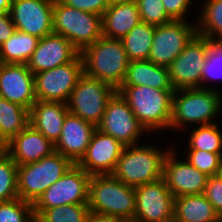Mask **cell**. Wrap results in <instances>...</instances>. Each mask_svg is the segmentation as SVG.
<instances>
[{"instance_id":"33","label":"cell","mask_w":222,"mask_h":222,"mask_svg":"<svg viewBox=\"0 0 222 222\" xmlns=\"http://www.w3.org/2000/svg\"><path fill=\"white\" fill-rule=\"evenodd\" d=\"M208 45L209 51L202 70L201 88L218 90L216 87H208L207 82L222 80V44L214 39H208ZM206 84L207 86H205Z\"/></svg>"},{"instance_id":"32","label":"cell","mask_w":222,"mask_h":222,"mask_svg":"<svg viewBox=\"0 0 222 222\" xmlns=\"http://www.w3.org/2000/svg\"><path fill=\"white\" fill-rule=\"evenodd\" d=\"M17 168L8 153L0 158V202L18 198Z\"/></svg>"},{"instance_id":"44","label":"cell","mask_w":222,"mask_h":222,"mask_svg":"<svg viewBox=\"0 0 222 222\" xmlns=\"http://www.w3.org/2000/svg\"><path fill=\"white\" fill-rule=\"evenodd\" d=\"M130 1H133V0H107V3H108V7H109L112 5L126 3V2H130Z\"/></svg>"},{"instance_id":"16","label":"cell","mask_w":222,"mask_h":222,"mask_svg":"<svg viewBox=\"0 0 222 222\" xmlns=\"http://www.w3.org/2000/svg\"><path fill=\"white\" fill-rule=\"evenodd\" d=\"M54 0H12L10 16L16 30L43 38L53 33Z\"/></svg>"},{"instance_id":"46","label":"cell","mask_w":222,"mask_h":222,"mask_svg":"<svg viewBox=\"0 0 222 222\" xmlns=\"http://www.w3.org/2000/svg\"><path fill=\"white\" fill-rule=\"evenodd\" d=\"M214 222H222V216H218Z\"/></svg>"},{"instance_id":"14","label":"cell","mask_w":222,"mask_h":222,"mask_svg":"<svg viewBox=\"0 0 222 222\" xmlns=\"http://www.w3.org/2000/svg\"><path fill=\"white\" fill-rule=\"evenodd\" d=\"M136 209L132 222H173L174 200L161 178L135 187Z\"/></svg>"},{"instance_id":"3","label":"cell","mask_w":222,"mask_h":222,"mask_svg":"<svg viewBox=\"0 0 222 222\" xmlns=\"http://www.w3.org/2000/svg\"><path fill=\"white\" fill-rule=\"evenodd\" d=\"M84 74L106 82L116 90L123 83L129 59L121 39L101 36L80 52Z\"/></svg>"},{"instance_id":"20","label":"cell","mask_w":222,"mask_h":222,"mask_svg":"<svg viewBox=\"0 0 222 222\" xmlns=\"http://www.w3.org/2000/svg\"><path fill=\"white\" fill-rule=\"evenodd\" d=\"M96 129L97 127L93 124L68 112L60 138L54 144V151L77 164L85 155Z\"/></svg>"},{"instance_id":"1","label":"cell","mask_w":222,"mask_h":222,"mask_svg":"<svg viewBox=\"0 0 222 222\" xmlns=\"http://www.w3.org/2000/svg\"><path fill=\"white\" fill-rule=\"evenodd\" d=\"M117 92L127 101L148 133L169 130L174 89H157L143 85L120 86Z\"/></svg>"},{"instance_id":"4","label":"cell","mask_w":222,"mask_h":222,"mask_svg":"<svg viewBox=\"0 0 222 222\" xmlns=\"http://www.w3.org/2000/svg\"><path fill=\"white\" fill-rule=\"evenodd\" d=\"M167 147L164 150L150 144L125 146L112 175L134 188L161 179L163 161L171 146Z\"/></svg>"},{"instance_id":"28","label":"cell","mask_w":222,"mask_h":222,"mask_svg":"<svg viewBox=\"0 0 222 222\" xmlns=\"http://www.w3.org/2000/svg\"><path fill=\"white\" fill-rule=\"evenodd\" d=\"M29 110L0 97V137L8 143L29 125Z\"/></svg>"},{"instance_id":"21","label":"cell","mask_w":222,"mask_h":222,"mask_svg":"<svg viewBox=\"0 0 222 222\" xmlns=\"http://www.w3.org/2000/svg\"><path fill=\"white\" fill-rule=\"evenodd\" d=\"M54 152V144L30 124L7 143V153L17 166L37 162Z\"/></svg>"},{"instance_id":"15","label":"cell","mask_w":222,"mask_h":222,"mask_svg":"<svg viewBox=\"0 0 222 222\" xmlns=\"http://www.w3.org/2000/svg\"><path fill=\"white\" fill-rule=\"evenodd\" d=\"M171 147L163 161L162 179L174 197L204 194L208 176L192 166L186 158L182 160ZM179 158H178V157Z\"/></svg>"},{"instance_id":"47","label":"cell","mask_w":222,"mask_h":222,"mask_svg":"<svg viewBox=\"0 0 222 222\" xmlns=\"http://www.w3.org/2000/svg\"><path fill=\"white\" fill-rule=\"evenodd\" d=\"M218 175H219V177L222 179V166H221V168H220V170H219Z\"/></svg>"},{"instance_id":"35","label":"cell","mask_w":222,"mask_h":222,"mask_svg":"<svg viewBox=\"0 0 222 222\" xmlns=\"http://www.w3.org/2000/svg\"><path fill=\"white\" fill-rule=\"evenodd\" d=\"M188 152V153H187ZM186 160L208 177L218 175L222 166V154L205 152L202 150H187Z\"/></svg>"},{"instance_id":"40","label":"cell","mask_w":222,"mask_h":222,"mask_svg":"<svg viewBox=\"0 0 222 222\" xmlns=\"http://www.w3.org/2000/svg\"><path fill=\"white\" fill-rule=\"evenodd\" d=\"M16 31L9 12H0V45Z\"/></svg>"},{"instance_id":"31","label":"cell","mask_w":222,"mask_h":222,"mask_svg":"<svg viewBox=\"0 0 222 222\" xmlns=\"http://www.w3.org/2000/svg\"><path fill=\"white\" fill-rule=\"evenodd\" d=\"M196 22L197 34L214 39L222 30V0H206Z\"/></svg>"},{"instance_id":"24","label":"cell","mask_w":222,"mask_h":222,"mask_svg":"<svg viewBox=\"0 0 222 222\" xmlns=\"http://www.w3.org/2000/svg\"><path fill=\"white\" fill-rule=\"evenodd\" d=\"M148 86L157 89H173L169 70L149 60L130 61L121 86Z\"/></svg>"},{"instance_id":"12","label":"cell","mask_w":222,"mask_h":222,"mask_svg":"<svg viewBox=\"0 0 222 222\" xmlns=\"http://www.w3.org/2000/svg\"><path fill=\"white\" fill-rule=\"evenodd\" d=\"M91 176L78 164L51 185L33 204V209H50L69 204H88Z\"/></svg>"},{"instance_id":"42","label":"cell","mask_w":222,"mask_h":222,"mask_svg":"<svg viewBox=\"0 0 222 222\" xmlns=\"http://www.w3.org/2000/svg\"><path fill=\"white\" fill-rule=\"evenodd\" d=\"M12 0H0V12H10Z\"/></svg>"},{"instance_id":"36","label":"cell","mask_w":222,"mask_h":222,"mask_svg":"<svg viewBox=\"0 0 222 222\" xmlns=\"http://www.w3.org/2000/svg\"><path fill=\"white\" fill-rule=\"evenodd\" d=\"M140 21L151 25H161L172 21L167 15L162 0H135Z\"/></svg>"},{"instance_id":"19","label":"cell","mask_w":222,"mask_h":222,"mask_svg":"<svg viewBox=\"0 0 222 222\" xmlns=\"http://www.w3.org/2000/svg\"><path fill=\"white\" fill-rule=\"evenodd\" d=\"M79 54L69 40L52 33L39 39L27 66L36 74L72 62Z\"/></svg>"},{"instance_id":"25","label":"cell","mask_w":222,"mask_h":222,"mask_svg":"<svg viewBox=\"0 0 222 222\" xmlns=\"http://www.w3.org/2000/svg\"><path fill=\"white\" fill-rule=\"evenodd\" d=\"M218 216L204 194L175 197L173 222H214Z\"/></svg>"},{"instance_id":"9","label":"cell","mask_w":222,"mask_h":222,"mask_svg":"<svg viewBox=\"0 0 222 222\" xmlns=\"http://www.w3.org/2000/svg\"><path fill=\"white\" fill-rule=\"evenodd\" d=\"M83 74L80 54L72 62L34 74L37 100L67 104L71 92Z\"/></svg>"},{"instance_id":"13","label":"cell","mask_w":222,"mask_h":222,"mask_svg":"<svg viewBox=\"0 0 222 222\" xmlns=\"http://www.w3.org/2000/svg\"><path fill=\"white\" fill-rule=\"evenodd\" d=\"M208 51V39L196 34L168 67L174 90L201 88L202 70Z\"/></svg>"},{"instance_id":"8","label":"cell","mask_w":222,"mask_h":222,"mask_svg":"<svg viewBox=\"0 0 222 222\" xmlns=\"http://www.w3.org/2000/svg\"><path fill=\"white\" fill-rule=\"evenodd\" d=\"M117 90L110 84L83 74L67 102L70 113L98 126L108 100Z\"/></svg>"},{"instance_id":"38","label":"cell","mask_w":222,"mask_h":222,"mask_svg":"<svg viewBox=\"0 0 222 222\" xmlns=\"http://www.w3.org/2000/svg\"><path fill=\"white\" fill-rule=\"evenodd\" d=\"M193 0H162L167 15L172 20L186 21Z\"/></svg>"},{"instance_id":"27","label":"cell","mask_w":222,"mask_h":222,"mask_svg":"<svg viewBox=\"0 0 222 222\" xmlns=\"http://www.w3.org/2000/svg\"><path fill=\"white\" fill-rule=\"evenodd\" d=\"M155 25L139 22L121 41L129 61L148 60Z\"/></svg>"},{"instance_id":"18","label":"cell","mask_w":222,"mask_h":222,"mask_svg":"<svg viewBox=\"0 0 222 222\" xmlns=\"http://www.w3.org/2000/svg\"><path fill=\"white\" fill-rule=\"evenodd\" d=\"M0 97L30 111L37 98L34 74L27 64L0 63Z\"/></svg>"},{"instance_id":"7","label":"cell","mask_w":222,"mask_h":222,"mask_svg":"<svg viewBox=\"0 0 222 222\" xmlns=\"http://www.w3.org/2000/svg\"><path fill=\"white\" fill-rule=\"evenodd\" d=\"M53 33L62 35L81 52L102 36V16L54 0Z\"/></svg>"},{"instance_id":"17","label":"cell","mask_w":222,"mask_h":222,"mask_svg":"<svg viewBox=\"0 0 222 222\" xmlns=\"http://www.w3.org/2000/svg\"><path fill=\"white\" fill-rule=\"evenodd\" d=\"M124 147L114 137L96 129L85 155L77 164L90 176L112 175Z\"/></svg>"},{"instance_id":"11","label":"cell","mask_w":222,"mask_h":222,"mask_svg":"<svg viewBox=\"0 0 222 222\" xmlns=\"http://www.w3.org/2000/svg\"><path fill=\"white\" fill-rule=\"evenodd\" d=\"M97 129L114 137L123 146L139 144L144 132L148 133L135 117L127 101L117 91L108 100Z\"/></svg>"},{"instance_id":"30","label":"cell","mask_w":222,"mask_h":222,"mask_svg":"<svg viewBox=\"0 0 222 222\" xmlns=\"http://www.w3.org/2000/svg\"><path fill=\"white\" fill-rule=\"evenodd\" d=\"M35 222H86L88 204H69L50 209H33Z\"/></svg>"},{"instance_id":"34","label":"cell","mask_w":222,"mask_h":222,"mask_svg":"<svg viewBox=\"0 0 222 222\" xmlns=\"http://www.w3.org/2000/svg\"><path fill=\"white\" fill-rule=\"evenodd\" d=\"M0 222H35L32 203L19 197L0 202Z\"/></svg>"},{"instance_id":"26","label":"cell","mask_w":222,"mask_h":222,"mask_svg":"<svg viewBox=\"0 0 222 222\" xmlns=\"http://www.w3.org/2000/svg\"><path fill=\"white\" fill-rule=\"evenodd\" d=\"M38 37L19 30L0 45V63L27 64L37 44Z\"/></svg>"},{"instance_id":"39","label":"cell","mask_w":222,"mask_h":222,"mask_svg":"<svg viewBox=\"0 0 222 222\" xmlns=\"http://www.w3.org/2000/svg\"><path fill=\"white\" fill-rule=\"evenodd\" d=\"M64 4L81 11L103 15L108 8L107 0H61Z\"/></svg>"},{"instance_id":"6","label":"cell","mask_w":222,"mask_h":222,"mask_svg":"<svg viewBox=\"0 0 222 222\" xmlns=\"http://www.w3.org/2000/svg\"><path fill=\"white\" fill-rule=\"evenodd\" d=\"M73 164L69 158L54 151L50 156L43 157L37 162L18 166V197L33 204Z\"/></svg>"},{"instance_id":"23","label":"cell","mask_w":222,"mask_h":222,"mask_svg":"<svg viewBox=\"0 0 222 222\" xmlns=\"http://www.w3.org/2000/svg\"><path fill=\"white\" fill-rule=\"evenodd\" d=\"M140 22L135 0L109 6L102 15V35L122 39Z\"/></svg>"},{"instance_id":"10","label":"cell","mask_w":222,"mask_h":222,"mask_svg":"<svg viewBox=\"0 0 222 222\" xmlns=\"http://www.w3.org/2000/svg\"><path fill=\"white\" fill-rule=\"evenodd\" d=\"M172 20L155 26L149 61L168 68L197 34L196 23Z\"/></svg>"},{"instance_id":"22","label":"cell","mask_w":222,"mask_h":222,"mask_svg":"<svg viewBox=\"0 0 222 222\" xmlns=\"http://www.w3.org/2000/svg\"><path fill=\"white\" fill-rule=\"evenodd\" d=\"M68 112L65 103L37 100L29 111V124L55 144Z\"/></svg>"},{"instance_id":"41","label":"cell","mask_w":222,"mask_h":222,"mask_svg":"<svg viewBox=\"0 0 222 222\" xmlns=\"http://www.w3.org/2000/svg\"><path fill=\"white\" fill-rule=\"evenodd\" d=\"M86 222H125L124 220L107 214L89 211Z\"/></svg>"},{"instance_id":"2","label":"cell","mask_w":222,"mask_h":222,"mask_svg":"<svg viewBox=\"0 0 222 222\" xmlns=\"http://www.w3.org/2000/svg\"><path fill=\"white\" fill-rule=\"evenodd\" d=\"M221 109L222 93L219 90L200 87L174 90L169 129L184 131L182 129L187 124L199 126L217 123L215 119L221 114Z\"/></svg>"},{"instance_id":"5","label":"cell","mask_w":222,"mask_h":222,"mask_svg":"<svg viewBox=\"0 0 222 222\" xmlns=\"http://www.w3.org/2000/svg\"><path fill=\"white\" fill-rule=\"evenodd\" d=\"M89 211L132 222L136 209L135 188L113 175H92L89 182Z\"/></svg>"},{"instance_id":"43","label":"cell","mask_w":222,"mask_h":222,"mask_svg":"<svg viewBox=\"0 0 222 222\" xmlns=\"http://www.w3.org/2000/svg\"><path fill=\"white\" fill-rule=\"evenodd\" d=\"M7 153V143L0 137V158Z\"/></svg>"},{"instance_id":"29","label":"cell","mask_w":222,"mask_h":222,"mask_svg":"<svg viewBox=\"0 0 222 222\" xmlns=\"http://www.w3.org/2000/svg\"><path fill=\"white\" fill-rule=\"evenodd\" d=\"M188 138L187 150L222 154V131L217 123L195 126Z\"/></svg>"},{"instance_id":"37","label":"cell","mask_w":222,"mask_h":222,"mask_svg":"<svg viewBox=\"0 0 222 222\" xmlns=\"http://www.w3.org/2000/svg\"><path fill=\"white\" fill-rule=\"evenodd\" d=\"M204 195L213 205L217 214L222 216V179L219 175L208 177Z\"/></svg>"},{"instance_id":"45","label":"cell","mask_w":222,"mask_h":222,"mask_svg":"<svg viewBox=\"0 0 222 222\" xmlns=\"http://www.w3.org/2000/svg\"><path fill=\"white\" fill-rule=\"evenodd\" d=\"M215 41L222 44V30L221 32L214 38Z\"/></svg>"}]
</instances>
